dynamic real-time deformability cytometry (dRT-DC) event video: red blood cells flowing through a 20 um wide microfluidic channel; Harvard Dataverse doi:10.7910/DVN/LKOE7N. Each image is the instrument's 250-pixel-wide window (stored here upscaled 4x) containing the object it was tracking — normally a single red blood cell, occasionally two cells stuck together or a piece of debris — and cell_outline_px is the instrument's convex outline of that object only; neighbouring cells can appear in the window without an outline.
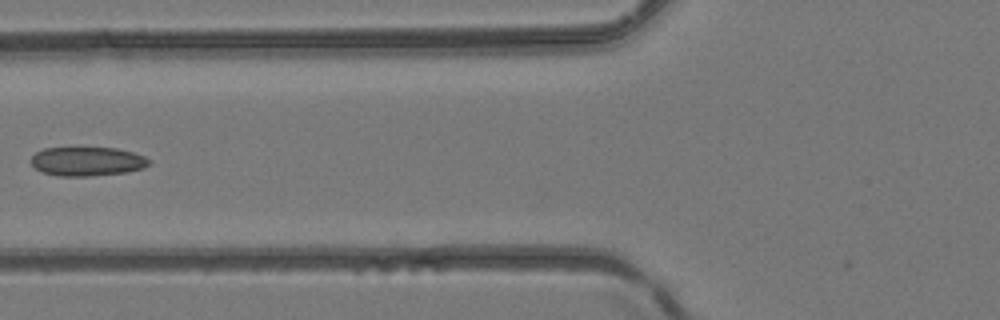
{"species": "common noctule bat (a hibernating species)", "species_latin": "Nyctalus noctula", "temperature_condition": "room temperature", "stored_images_in_passage": 4, "camera_frame_rate_fps": 3000, "um_per_image_px": 0.085, "animal": {"sex": "female", "body_mass_g": 24.6, "forearm_length_mm": 56.2}, "frame": {"image": 1, "passage_image": 4, "time_ms": 1.0, "image_size_px": [1000, 320], "cell_outline_px": [[152, 160], [144, 168], [128, 172], [88, 176], [60, 176], [40, 172], [28, 160], [36, 152], [44, 148], [116, 148], [132, 152], [144, 156]], "centroid_in_image_um": [7.4, 13.72], "position_along_channel_um": 118.4, "area_um2": 20.06}}